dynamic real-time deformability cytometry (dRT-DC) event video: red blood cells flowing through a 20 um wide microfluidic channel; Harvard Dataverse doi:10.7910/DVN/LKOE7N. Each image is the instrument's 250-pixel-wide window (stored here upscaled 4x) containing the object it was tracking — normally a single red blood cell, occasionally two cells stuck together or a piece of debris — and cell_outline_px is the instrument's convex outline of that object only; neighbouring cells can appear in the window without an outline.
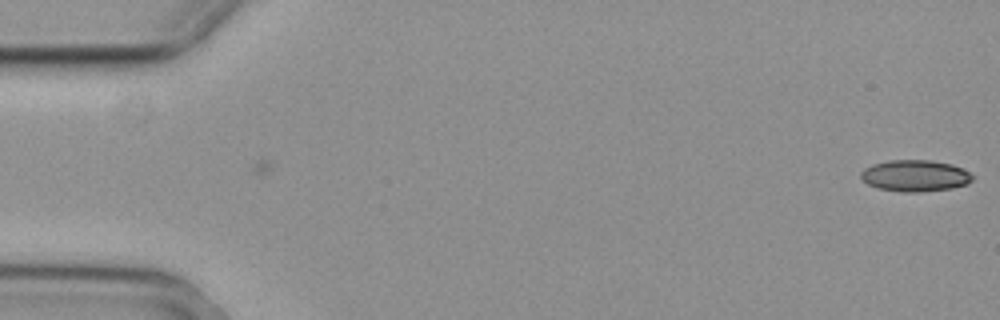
{"species": "common noctule bat (a hibernating species)", "species_latin": "Nyctalus noctula", "temperature_condition": "cold", "stored_images_in_passage": 6, "camera_frame_rate_fps": 3000, "um_per_image_px": 0.085, "animal": {"sex": "female", "body_mass_g": 29.2, "forearm_length_mm": 56.3}, "frame": {"image": 1, "passage_image": 6, "time_ms": 1.667, "image_size_px": [1000, 320], "cell_outline_px": [[972, 180], [968, 184], [952, 188], [920, 192], [900, 192], [876, 188], [868, 184], [860, 176], [860, 172], [864, 168], [872, 164], [888, 160], [932, 160], [952, 164], [964, 168], [972, 176]], "centroid_in_image_um": [77.77, 14.93], "position_along_channel_um": 7.2, "area_um2": 20.69}}